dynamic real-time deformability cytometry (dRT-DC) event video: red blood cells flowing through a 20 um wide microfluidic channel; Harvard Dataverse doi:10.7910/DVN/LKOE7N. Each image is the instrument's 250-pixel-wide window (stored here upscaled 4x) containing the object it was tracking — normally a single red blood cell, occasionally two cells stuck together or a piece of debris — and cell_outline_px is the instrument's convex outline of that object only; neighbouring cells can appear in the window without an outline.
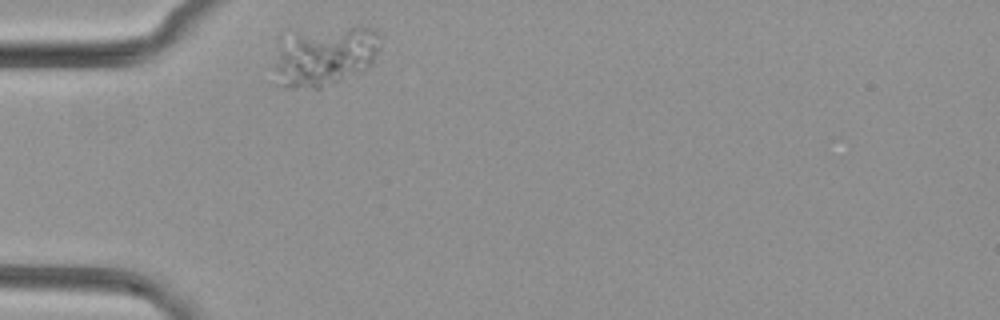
{"species": "common noctule bat (a hibernating species)", "species_latin": "Nyctalus noctula", "temperature_condition": "cold", "stored_images_in_passage": 30, "camera_frame_rate_fps": 3000, "um_per_image_px": 0.085, "animal": {"sex": "female", "body_mass_g": 29.2, "forearm_length_mm": 56.3}, "frame": {"image": 1, "passage_image": 1, "time_ms": 0.0, "image_size_px": [1000, 320], "cell_outline_px": [[380, 48], [372, 64], [364, 72], [320, 88], [284, 88], [272, 84], [272, 68], [280, 44], [296, 36], [352, 28], [372, 28], [380, 36]], "centroid_in_image_um": [27.59, 4.91], "position_along_channel_um": 57.4, "area_um2": 36.24}}
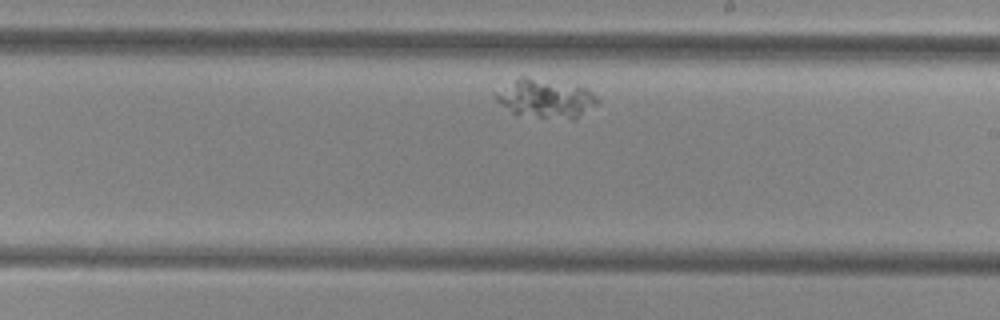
{"frame": {"image": 2, "passage_image": 18, "time_ms": 5.667, "image_size_px": [1000, 320], "cell_outline_px": [[600, 104], [576, 120], [572, 120], [540, 116], [512, 112], [496, 100], [492, 96], [492, 92], [516, 76], [524, 76], [584, 88], [596, 96], [600, 100]], "centroid_in_image_um": [46.36, 8.37], "position_along_channel_um": 242.6, "area_um2": 23.0}}
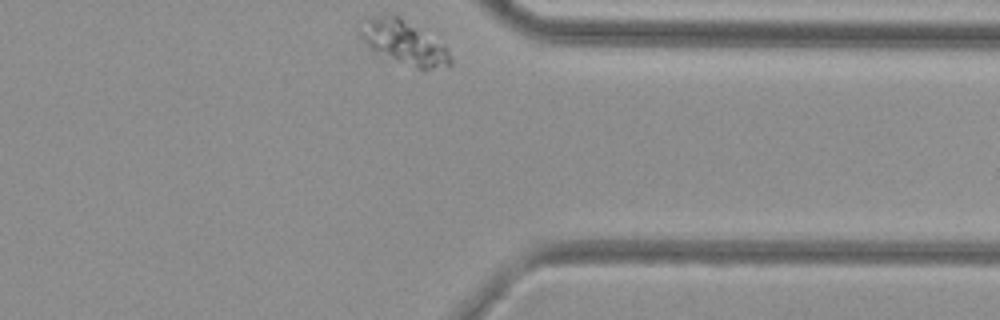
{"frame": {"image": 3, "passage_image": 30, "time_ms": 9.667, "image_size_px": [1000, 320], "cell_outline_px": [[452, 64], [432, 68], [416, 68], [372, 48], [364, 44], [360, 32], [372, 20], [380, 16], [400, 16], [444, 44], [448, 48], [452, 60]], "centroid_in_image_um": [34.47, 3.63], "position_along_channel_um": 376.9, "area_um2": 21.56}}